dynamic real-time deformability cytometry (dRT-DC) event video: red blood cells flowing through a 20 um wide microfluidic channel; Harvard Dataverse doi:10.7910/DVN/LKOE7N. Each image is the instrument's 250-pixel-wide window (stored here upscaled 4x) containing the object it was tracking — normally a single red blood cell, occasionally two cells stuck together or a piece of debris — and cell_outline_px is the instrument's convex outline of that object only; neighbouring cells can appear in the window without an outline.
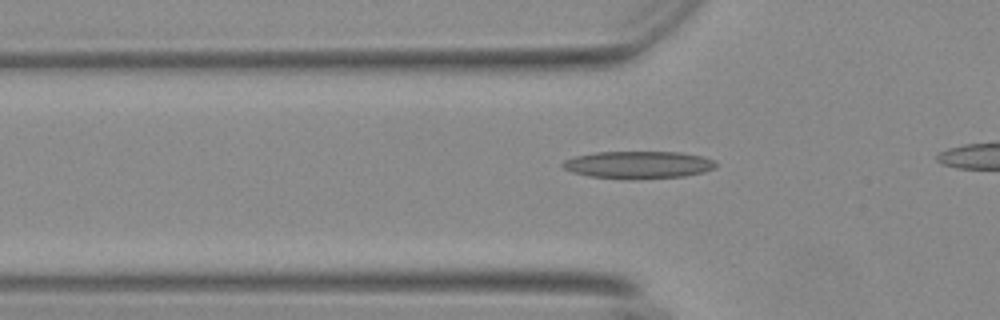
{"species": "Egyptian fruit bat (a non-hibernating species)", "species_latin": "Rousettus aegyptiacus", "temperature_condition": "warm", "stored_images_in_passage": 34, "camera_frame_rate_fps": 3000, "um_per_image_px": 0.085, "animal": {"sex": "female"}, "frame": {"image": 1, "passage_image": 7, "time_ms": 2.0, "image_size_px": [1000, 320], "cell_outline_px": [[716, 168], [704, 172], [684, 176], [632, 180], [588, 176], [572, 172], [564, 168], [560, 164], [564, 160], [572, 156], [596, 152], [680, 152], [700, 156], [716, 160]], "centroid_in_image_um": [54.24, 14.01], "position_along_channel_um": 71.6, "area_um2": 24.8}}
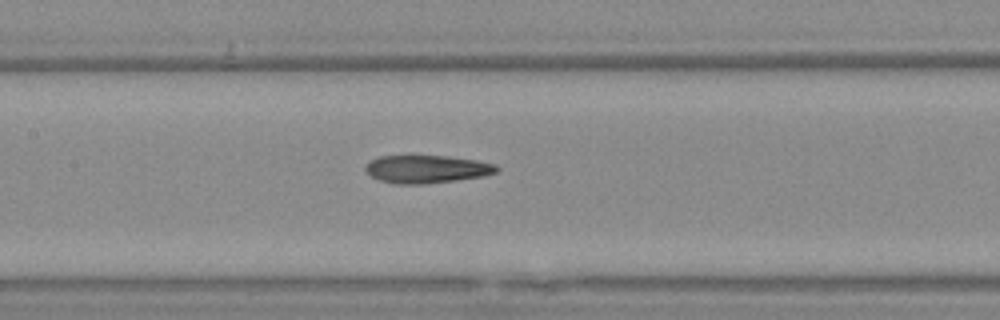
{"frame": {"image": 2, "passage_image": 15, "time_ms": 4.667, "image_size_px": [1000, 320], "cell_outline_px": [[500, 168], [496, 172], [484, 176], [456, 180], [424, 184], [396, 184], [380, 180], [372, 176], [364, 168], [372, 160], [380, 156], [412, 152], [476, 160], [496, 164]], "centroid_in_image_um": [36.25, 14.33], "position_along_channel_um": 171.1, "area_um2": 22.02}}
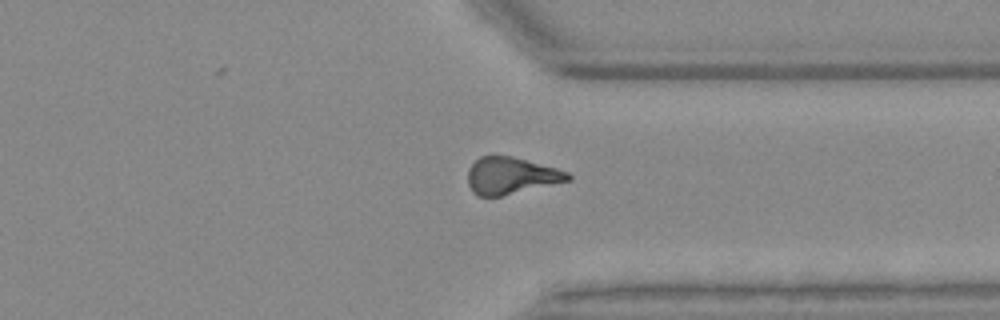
{"frame": {"image": 3, "passage_image": 31, "time_ms": 10.0, "image_size_px": [1000, 320], "cell_outline_px": [[572, 180], [500, 196], [480, 196], [472, 192], [468, 184], [468, 168], [480, 156], [512, 156], [556, 168], [568, 172], [572, 176]], "centroid_in_image_um": [43.43, 14.93], "position_along_channel_um": 368.0, "area_um2": 21.39}}